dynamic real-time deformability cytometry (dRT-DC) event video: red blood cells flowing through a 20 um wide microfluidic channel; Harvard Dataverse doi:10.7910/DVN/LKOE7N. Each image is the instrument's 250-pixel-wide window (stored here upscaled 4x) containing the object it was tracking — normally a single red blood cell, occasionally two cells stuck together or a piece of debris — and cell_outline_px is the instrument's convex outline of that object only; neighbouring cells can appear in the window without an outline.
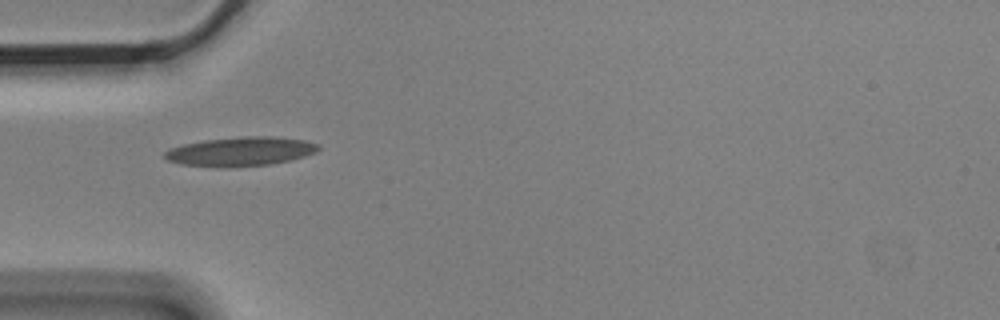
{"species": "Egyptian fruit bat (a non-hibernating species)", "species_latin": "Rousettus aegyptiacus", "temperature_condition": "cold", "stored_images_in_passage": 2, "camera_frame_rate_fps": 3000, "um_per_image_px": 0.085, "animal": {"sex": "male"}, "frame": {"image": 1, "passage_image": 1, "time_ms": 0.0, "image_size_px": [1000, 320], "cell_outline_px": [[320, 148], [316, 152], [292, 160], [272, 164], [224, 168], [180, 164], [168, 160], [164, 156], [164, 152], [168, 148], [184, 144], [204, 140], [244, 136], [272, 136], [304, 140], [320, 144]], "centroid_in_image_um": [20.45, 12.88], "position_along_channel_um": 64.6, "area_um2": 26.3}}
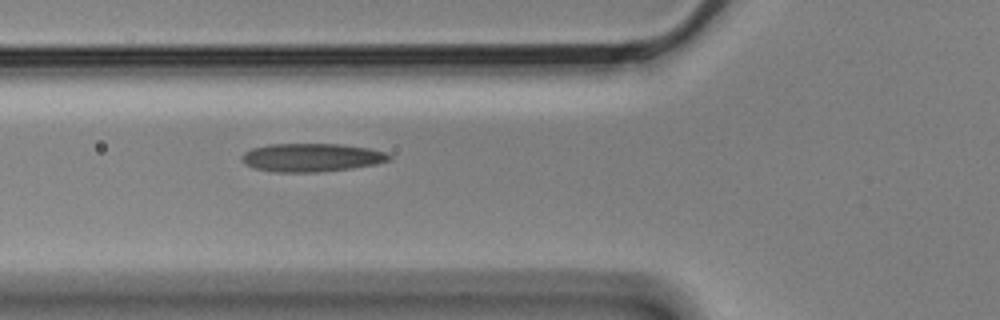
{"frame": {"image": 2, "passage_image": 2, "time_ms": 0.333, "image_size_px": [1000, 320], "cell_outline_px": [[392, 160], [376, 164], [352, 168], [316, 172], [276, 172], [252, 168], [244, 164], [240, 160], [240, 156], [244, 152], [252, 148], [268, 144], [340, 144], [368, 148], [384, 152], [392, 156]], "centroid_in_image_um": [26.44, 13.39], "position_along_channel_um": 99.4, "area_um2": 24.51}}